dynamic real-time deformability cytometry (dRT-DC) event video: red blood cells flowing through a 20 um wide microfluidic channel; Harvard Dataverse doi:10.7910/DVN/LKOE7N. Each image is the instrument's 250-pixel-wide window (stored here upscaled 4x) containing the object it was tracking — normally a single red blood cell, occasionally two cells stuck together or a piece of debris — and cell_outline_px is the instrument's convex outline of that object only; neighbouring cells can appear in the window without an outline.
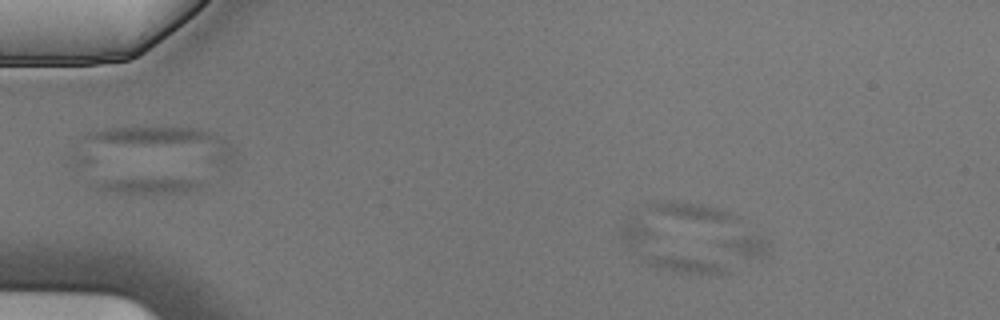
{"species": "Egyptian fruit bat (a non-hibernating species)", "species_latin": "Rousettus aegyptiacus", "temperature_condition": "cold", "stored_images_in_passage": 5, "camera_frame_rate_fps": 3000, "um_per_image_px": 0.085, "animal": {"sex": "male"}, "frame": {"image": 1, "passage_image": 2, "time_ms": 0.333, "image_size_px": [1000, 320], "cell_outline_px": [[728, 272], [676, 272], [656, 268], [648, 264], [624, 248], [620, 236], [620, 228], [628, 220], [640, 224], [728, 268]], "centroid_in_image_um": [56.48, 21.35], "position_along_channel_um": 28.5, "area_um2": 19.36}}